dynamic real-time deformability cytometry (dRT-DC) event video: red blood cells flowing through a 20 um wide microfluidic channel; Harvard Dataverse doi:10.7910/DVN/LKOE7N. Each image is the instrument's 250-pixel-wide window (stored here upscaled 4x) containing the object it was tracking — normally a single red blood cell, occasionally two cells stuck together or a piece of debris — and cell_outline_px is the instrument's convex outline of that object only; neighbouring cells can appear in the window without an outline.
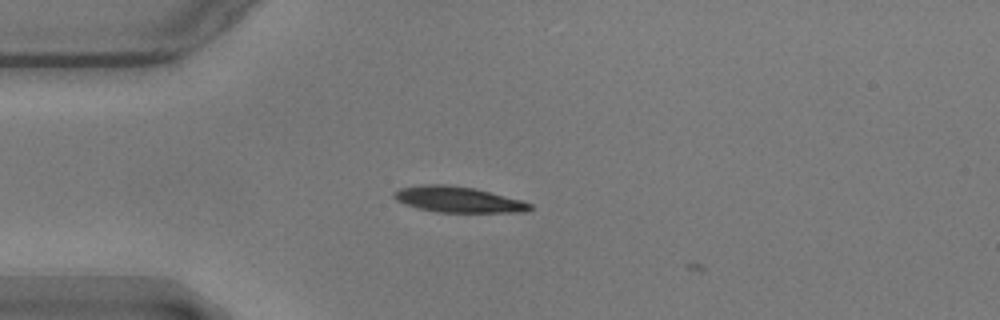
{"species": "common noctule bat (a hibernating species)", "species_latin": "Nyctalus noctula", "temperature_condition": "warm", "stored_images_in_passage": 2, "camera_frame_rate_fps": 3000, "um_per_image_px": 0.085, "animal": {"sex": "male", "body_mass_g": 17.9}, "frame": {"image": 1, "passage_image": 1, "time_ms": 0.0, "image_size_px": [1000, 320], "cell_outline_px": [[532, 208], [524, 212], [440, 212], [420, 208], [396, 200], [392, 196], [392, 192], [400, 188], [420, 184], [448, 184], [476, 188], [520, 200], [532, 204]], "centroid_in_image_um": [38.92, 16.94], "position_along_channel_um": 46.1, "area_um2": 20.35}}